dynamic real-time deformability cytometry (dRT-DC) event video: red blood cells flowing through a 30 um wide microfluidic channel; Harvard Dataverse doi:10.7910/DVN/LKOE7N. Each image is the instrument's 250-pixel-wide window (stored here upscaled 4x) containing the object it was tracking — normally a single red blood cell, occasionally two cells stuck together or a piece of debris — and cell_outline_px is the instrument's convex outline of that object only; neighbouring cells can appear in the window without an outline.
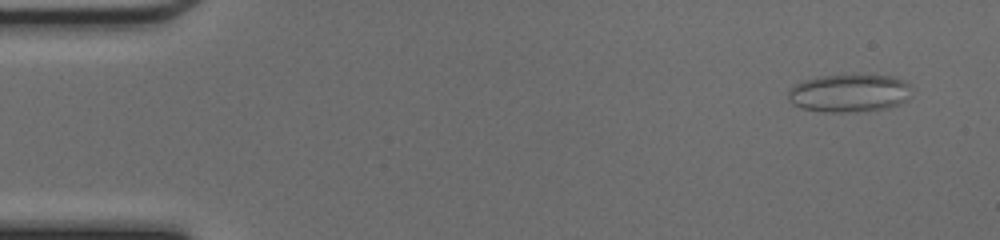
{"species": "common noctule bat (a hibernating species)", "species_latin": "Nyctalus noctula", "temperature_condition": "cold", "stored_images_in_passage": 48, "camera_frame_rate_fps": 3000, "um_per_image_px": 0.085, "animal": {"sex": "female", "body_mass_g": 17.0, "forearm_length_mm": 48.0}, "frame": {"image": 1, "passage_image": 3, "time_ms": 0.667, "image_size_px": [1000, 240], "cell_outline_px": [[912, 96], [908, 100], [888, 108], [856, 112], [820, 112], [800, 108], [792, 104], [788, 100], [788, 92], [796, 84], [804, 80], [824, 76], [892, 76], [904, 80], [912, 84]], "centroid_in_image_um": [72.23, 7.94], "position_along_channel_um": 12.8, "area_um2": 27.46}}
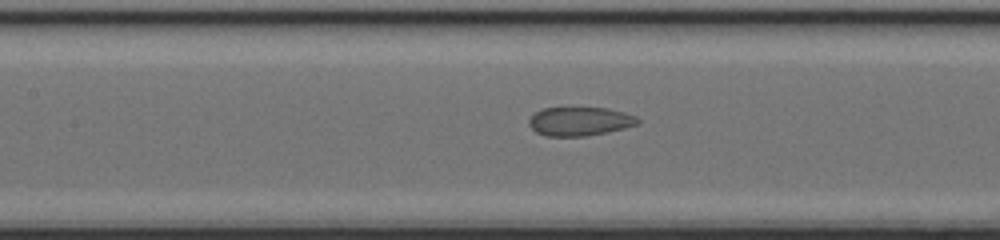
{"frame": {"image": 2, "passage_image": 22, "time_ms": 7.0, "image_size_px": [1000, 240], "cell_outline_px": [[640, 124], [608, 132], [584, 136], [544, 136], [536, 132], [528, 124], [528, 120], [536, 112], [544, 108], [608, 108], [624, 112], [636, 116], [640, 120]], "centroid_in_image_um": [49.3, 10.32], "position_along_channel_um": 158.1, "area_um2": 18.26}}
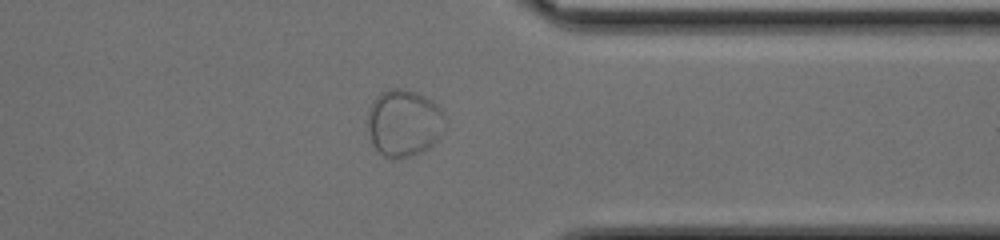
{"frame": {"image": 3, "passage_image": 38, "time_ms": 12.333, "image_size_px": [1000, 240], "cell_outline_px": [[448, 124], [440, 140], [428, 148], [412, 156], [396, 160], [392, 160], [384, 156], [372, 144], [368, 132], [368, 108], [372, 100], [380, 92], [388, 88], [404, 88], [416, 92], [432, 100], [436, 104], [448, 120]], "centroid_in_image_um": [34.36, 10.46], "position_along_channel_um": 377.0, "area_um2": 31.21}}